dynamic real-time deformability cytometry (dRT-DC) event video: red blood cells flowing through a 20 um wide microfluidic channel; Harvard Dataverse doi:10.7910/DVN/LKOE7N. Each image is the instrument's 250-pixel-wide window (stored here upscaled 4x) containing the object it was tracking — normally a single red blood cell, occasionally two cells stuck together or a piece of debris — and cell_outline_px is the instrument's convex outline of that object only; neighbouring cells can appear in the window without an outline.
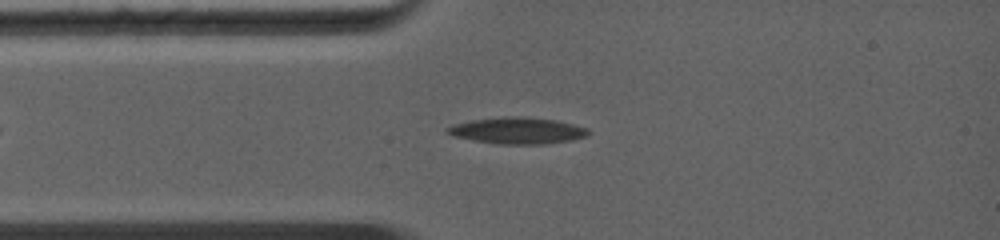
{"species": "common noctule bat (a hibernating species)", "species_latin": "Nyctalus noctula", "temperature_condition": "warm", "stored_images_in_passage": 10, "camera_frame_rate_fps": 5000, "um_per_image_px": 0.085, "animal": {"sex": "female", "body_mass_g": 19.0, "forearm_length_mm": 56.7}, "frame": {"image": 1, "passage_image": 7, "time_ms": 2.2, "image_size_px": [1000, 240], "cell_outline_px": [[588, 136], [572, 140], [544, 144], [496, 144], [452, 136], [444, 132], [444, 128], [452, 124], [472, 120], [504, 116], [524, 116], [556, 120], [588, 128]], "centroid_in_image_um": [43.93, 11.1], "position_along_channel_um": 41.1, "area_um2": 21.96}}
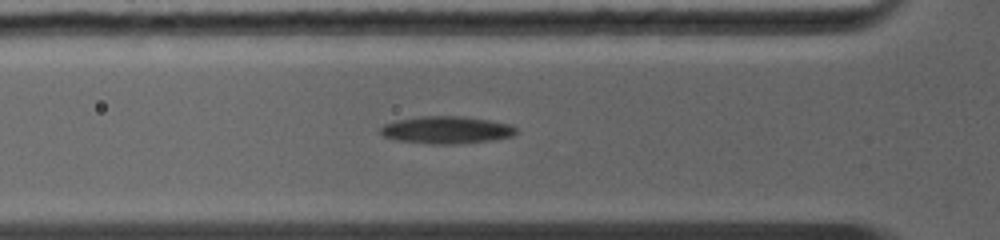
{"frame": {"image": 2, "passage_image": 10, "time_ms": 3.4, "image_size_px": [1000, 240], "cell_outline_px": [[516, 132], [512, 136], [492, 140], [456, 144], [432, 144], [396, 140], [384, 136], [380, 132], [380, 128], [384, 124], [396, 120], [420, 116], [464, 116], [512, 124], [516, 128]], "centroid_in_image_um": [37.95, 11.04], "position_along_channel_um": 87.9, "area_um2": 21.68}}